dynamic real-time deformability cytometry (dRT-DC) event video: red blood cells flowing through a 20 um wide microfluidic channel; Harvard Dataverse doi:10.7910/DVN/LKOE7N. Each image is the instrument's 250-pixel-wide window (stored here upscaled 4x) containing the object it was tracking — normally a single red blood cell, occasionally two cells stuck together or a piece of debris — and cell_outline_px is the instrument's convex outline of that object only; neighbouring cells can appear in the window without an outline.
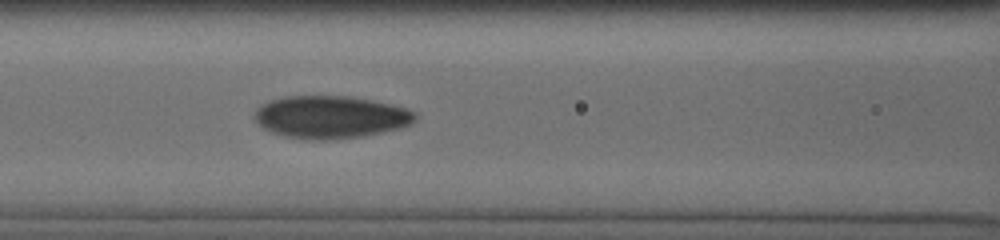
{"species": "human", "species_latin": "Homo sapiens", "temperature_condition": "cold", "stored_images_in_passage": 7, "camera_frame_rate_fps": 3000, "um_per_image_px": 0.085, "donor": {"sex": "male"}, "frame": {"image": 1, "passage_image": 7, "time_ms": 4.0, "image_size_px": [1000, 240], "cell_outline_px": [[416, 120], [400, 128], [364, 136], [328, 140], [312, 140], [288, 136], [272, 132], [264, 128], [256, 120], [256, 112], [264, 104], [272, 100], [284, 96], [348, 96], [372, 100], [404, 108], [416, 112]], "centroid_in_image_um": [28.14, 9.95], "position_along_channel_um": 138.5, "area_um2": 39.25}}